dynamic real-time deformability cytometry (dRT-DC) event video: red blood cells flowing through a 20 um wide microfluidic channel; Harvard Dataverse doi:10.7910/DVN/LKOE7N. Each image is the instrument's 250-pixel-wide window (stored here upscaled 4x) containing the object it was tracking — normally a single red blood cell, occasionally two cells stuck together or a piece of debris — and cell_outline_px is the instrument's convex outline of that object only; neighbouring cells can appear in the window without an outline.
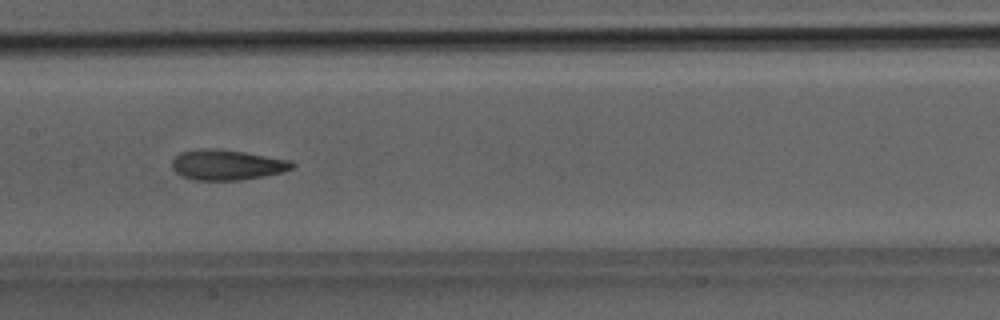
{"species": "Egyptian fruit bat (a non-hibernating species)", "species_latin": "Rousettus aegyptiacus", "temperature_condition": "room temperature", "stored_images_in_passage": 29, "camera_frame_rate_fps": 3000, "um_per_image_px": 0.085, "animal": {"sex": "male"}, "frame": {"image": 1, "passage_image": 13, "time_ms": 4.0, "image_size_px": [1000, 320], "cell_outline_px": [[296, 164], [292, 168], [280, 172], [240, 180], [196, 180], [180, 176], [172, 168], [172, 160], [180, 152], [204, 148], [216, 148], [244, 152], [292, 160]], "centroid_in_image_um": [19.26, 14.0], "position_along_channel_um": 188.1, "area_um2": 21.15}}
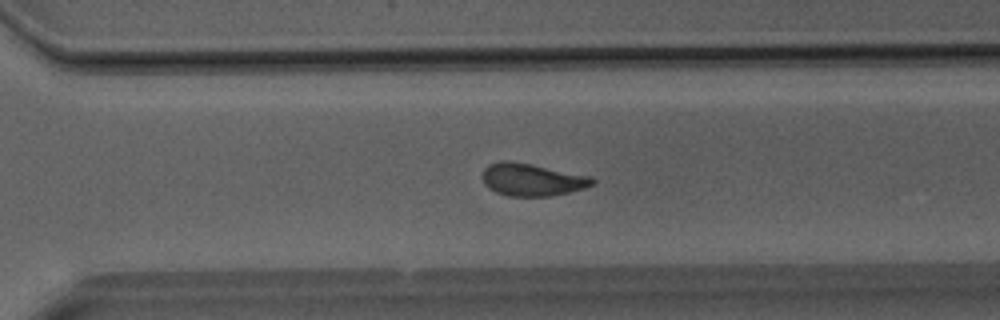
{"frame": {"image": 2, "passage_image": 21, "time_ms": 6.667, "image_size_px": [1000, 320], "cell_outline_px": [[596, 180], [592, 184], [584, 188], [568, 192], [548, 196], [508, 196], [496, 192], [488, 188], [484, 184], [484, 168], [488, 164], [500, 160], [512, 160], [592, 176]], "centroid_in_image_um": [45.21, 15.25], "position_along_channel_um": 325.4, "area_um2": 20.87}}